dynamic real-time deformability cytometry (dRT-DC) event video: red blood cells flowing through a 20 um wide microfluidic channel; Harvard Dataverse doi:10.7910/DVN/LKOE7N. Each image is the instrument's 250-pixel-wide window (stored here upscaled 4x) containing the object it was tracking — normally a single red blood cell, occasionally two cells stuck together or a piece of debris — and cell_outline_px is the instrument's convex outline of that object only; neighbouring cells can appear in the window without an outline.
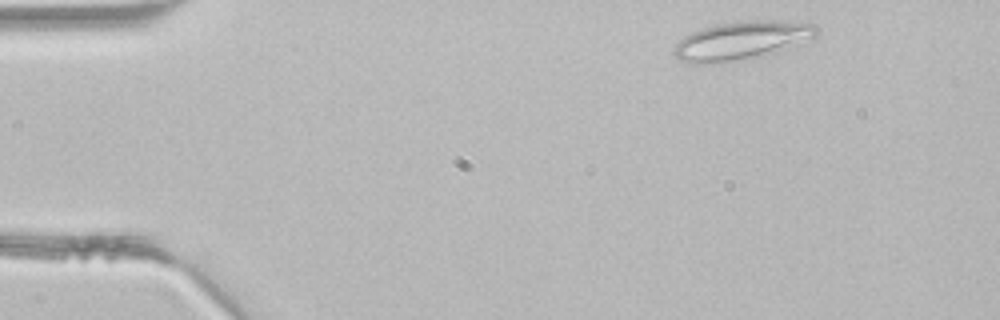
{"species": "common noctule bat (a hibernating species)", "species_latin": "Nyctalus noctula", "temperature_condition": "room temperature", "stored_images_in_passage": 2, "camera_frame_rate_fps": 3000, "um_per_image_px": 0.085, "animal": {"sex": "male", "body_mass_g": 21.5, "forearm_length_mm": 52.0}, "frame": {"image": 1, "passage_image": 1, "time_ms": 0.0, "image_size_px": [1000, 320], "cell_outline_px": [[820, 28], [812, 36], [752, 56], [732, 60], [704, 64], [692, 64], [680, 60], [672, 52], [672, 48], [684, 36], [692, 32], [716, 24], [756, 20], [760, 20], [816, 24]], "centroid_in_image_um": [62.83, 3.42], "position_along_channel_um": 22.2, "area_um2": 29.82}}